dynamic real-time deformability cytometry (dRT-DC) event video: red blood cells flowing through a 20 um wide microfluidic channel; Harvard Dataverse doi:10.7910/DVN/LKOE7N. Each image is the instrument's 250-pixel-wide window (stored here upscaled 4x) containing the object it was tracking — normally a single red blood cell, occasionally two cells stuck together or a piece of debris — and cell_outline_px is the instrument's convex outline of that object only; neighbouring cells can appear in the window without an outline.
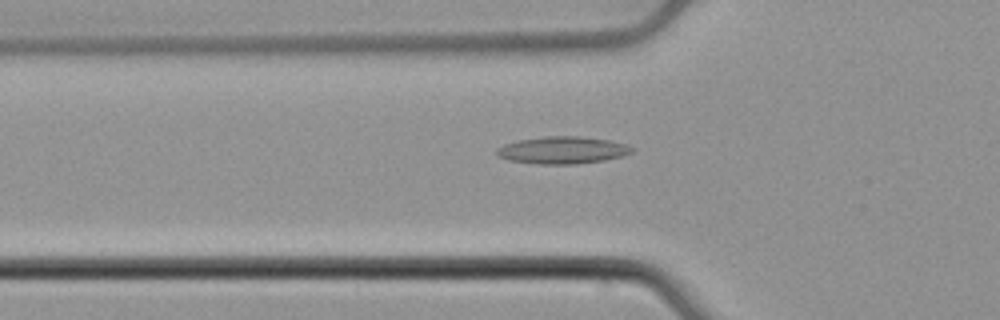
{"species": "common noctule bat (a hibernating species)", "species_latin": "Nyctalus noctula", "temperature_condition": "cold", "stored_images_in_passage": 53, "camera_frame_rate_fps": 3000, "um_per_image_px": 0.085, "animal": {"sex": "male", "body_mass_g": 21.5, "forearm_length_mm": 52.0}, "frame": {"image": 1, "passage_image": 18, "time_ms": 5.667, "image_size_px": [1000, 320], "cell_outline_px": [[636, 148], [632, 152], [624, 156], [604, 160], [576, 164], [536, 164], [508, 160], [496, 156], [496, 148], [504, 144], [516, 140], [544, 136], [580, 136], [608, 140], [628, 144]], "centroid_in_image_um": [47.81, 12.76], "position_along_channel_um": 78.0, "area_um2": 21.79}}
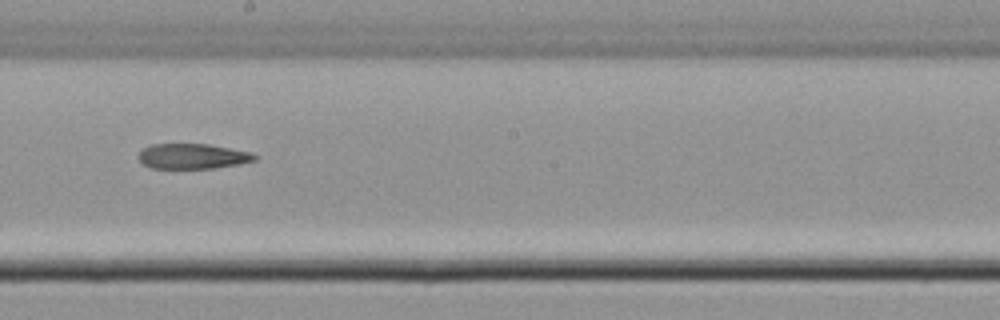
{"frame": {"image": 2, "passage_image": 30, "time_ms": 9.667, "image_size_px": [1000, 320], "cell_outline_px": [[256, 160], [240, 164], [212, 168], [152, 168], [144, 164], [136, 156], [144, 148], [152, 144], [208, 144], [252, 152], [256, 156]], "centroid_in_image_um": [16.38, 13.28], "position_along_channel_um": 231.8, "area_um2": 16.99}}
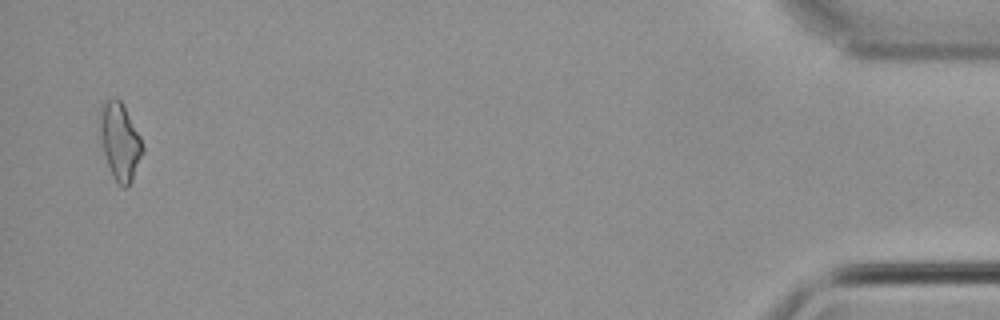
{"frame": {"image": 3, "passage_image": 52, "time_ms": 17.0, "image_size_px": [1000, 320], "cell_outline_px": [[144, 152], [132, 180], [124, 188], [112, 176], [96, 128], [100, 104], [104, 100], [116, 96], [120, 100], [140, 136], [144, 148]], "centroid_in_image_um": [10.14, 11.94], "position_along_channel_um": 425.1, "area_um2": 19.59}}